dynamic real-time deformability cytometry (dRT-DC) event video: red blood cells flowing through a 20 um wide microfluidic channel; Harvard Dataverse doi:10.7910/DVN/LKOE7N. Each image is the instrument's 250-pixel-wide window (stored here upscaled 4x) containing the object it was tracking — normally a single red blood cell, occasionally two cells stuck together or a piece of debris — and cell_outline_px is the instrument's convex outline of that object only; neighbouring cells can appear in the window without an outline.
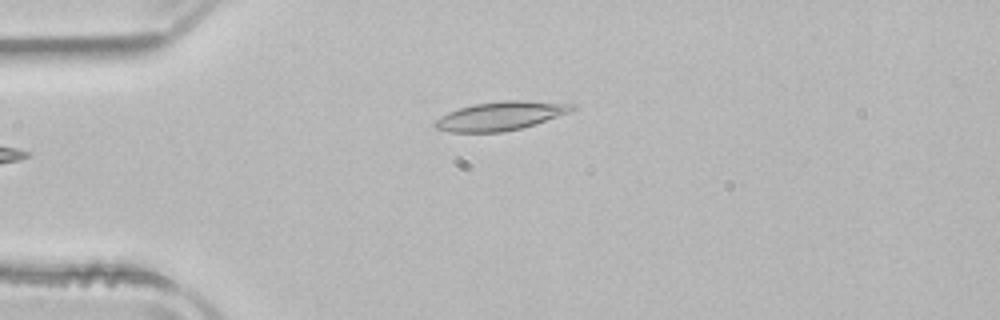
{"species": "common noctule bat (a hibernating species)", "species_latin": "Nyctalus noctula", "temperature_condition": "room temperature", "stored_images_in_passage": 2, "camera_frame_rate_fps": 3000, "um_per_image_px": 0.085, "animal": {"sex": "male", "body_mass_g": 21.5, "forearm_length_mm": 52.0}, "frame": {"image": 1, "passage_image": 2, "time_ms": 0.333, "image_size_px": [1000, 320], "cell_outline_px": [[576, 108], [572, 112], [520, 128], [504, 132], [448, 132], [436, 128], [432, 124], [440, 116], [448, 112], [460, 108], [476, 104], [500, 100], [524, 100], [576, 104]], "centroid_in_image_um": [42.56, 9.85], "position_along_channel_um": 42.4, "area_um2": 22.95}}